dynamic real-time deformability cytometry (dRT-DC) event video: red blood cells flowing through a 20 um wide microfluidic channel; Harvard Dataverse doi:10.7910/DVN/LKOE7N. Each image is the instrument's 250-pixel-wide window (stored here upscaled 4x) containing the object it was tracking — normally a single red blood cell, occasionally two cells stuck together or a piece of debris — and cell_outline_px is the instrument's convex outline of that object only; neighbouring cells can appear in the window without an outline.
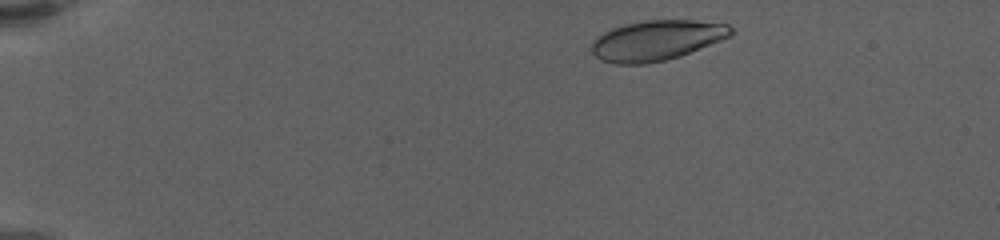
{"species": "human", "species_latin": "Homo sapiens", "temperature_condition": "warm", "stored_images_in_passage": 53, "camera_frame_rate_fps": 3000, "um_per_image_px": 0.085, "donor": {"sex": "female"}, "frame": {"image": 1, "passage_image": 3, "time_ms": 0.667, "image_size_px": [1000, 240], "cell_outline_px": [[732, 32], [728, 36], [720, 40], [680, 56], [664, 60], [644, 64], [616, 64], [600, 60], [592, 52], [592, 40], [604, 32], [612, 28], [624, 24], [644, 20], [696, 20], [728, 24], [732, 28]], "centroid_in_image_um": [55.77, 3.42], "position_along_channel_um": 29.2, "area_um2": 32.43}}
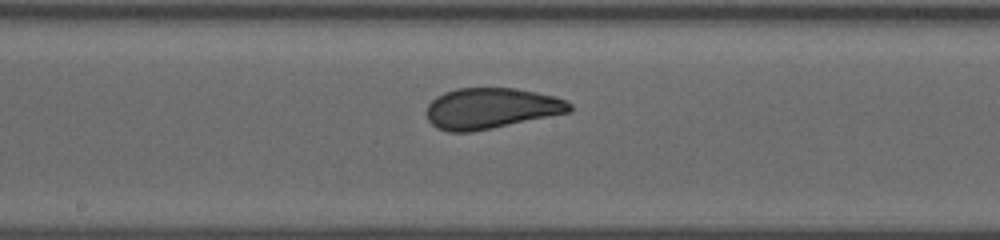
{"frame": {"image": 2, "passage_image": 27, "time_ms": 8.667, "image_size_px": [1000, 240], "cell_outline_px": [[572, 112], [472, 132], [448, 132], [436, 128], [428, 120], [424, 112], [428, 104], [436, 96], [444, 92], [456, 88], [512, 88], [536, 92], [556, 96], [572, 104]], "centroid_in_image_um": [41.71, 9.21], "position_along_channel_um": 206.5, "area_um2": 34.33}}
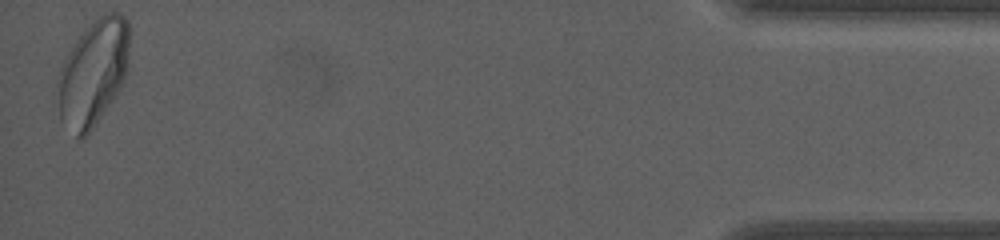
{"frame": {"image": 3, "passage_image": 53, "time_ms": 17.333, "image_size_px": [1000, 240], "cell_outline_px": [[128, 68], [124, 80], [120, 88], [96, 124], [80, 140], [60, 120], [56, 80], [60, 68], [68, 52], [76, 40], [104, 12], [120, 12], [128, 20]], "centroid_in_image_um": [7.91, 6.19], "position_along_channel_um": 427.3, "area_um2": 44.04}, "authors_computed_cell_mechanics": {"area_um2": 34.1598, "velocity_mm_per_s": 3.4235, "shape_relaxation_time_tau1_ms": 3.8634, "shape_relaxation_time_tau2_ms": null, "deformation_change_tau1": 0.1396, "deformation_change_tau2": null}}